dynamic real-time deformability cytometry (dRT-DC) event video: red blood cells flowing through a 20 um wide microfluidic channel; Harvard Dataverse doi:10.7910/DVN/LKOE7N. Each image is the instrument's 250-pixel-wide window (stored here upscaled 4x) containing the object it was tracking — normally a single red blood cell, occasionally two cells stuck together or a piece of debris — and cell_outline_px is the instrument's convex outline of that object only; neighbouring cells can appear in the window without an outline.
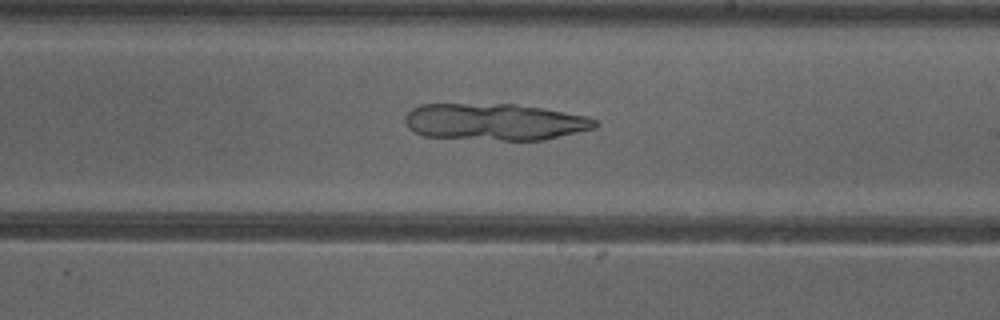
{"species": "common noctule bat (a hibernating species)", "species_latin": "Nyctalus noctula", "temperature_condition": "cold", "stored_images_in_passage": 51, "camera_frame_rate_fps": 3000, "um_per_image_px": 0.085, "animal": {"sex": "female"}, "frame": {"image": 1, "passage_image": 30, "time_ms": 9.667, "image_size_px": [1000, 320], "cell_outline_px": [[600, 124], [596, 128], [544, 140], [500, 140], [424, 136], [408, 128], [404, 120], [404, 116], [412, 108], [420, 104], [516, 104], [544, 108], [588, 116], [596, 120]], "centroid_in_image_um": [42.08, 10.35], "position_along_channel_um": 246.9, "area_um2": 40.98}}